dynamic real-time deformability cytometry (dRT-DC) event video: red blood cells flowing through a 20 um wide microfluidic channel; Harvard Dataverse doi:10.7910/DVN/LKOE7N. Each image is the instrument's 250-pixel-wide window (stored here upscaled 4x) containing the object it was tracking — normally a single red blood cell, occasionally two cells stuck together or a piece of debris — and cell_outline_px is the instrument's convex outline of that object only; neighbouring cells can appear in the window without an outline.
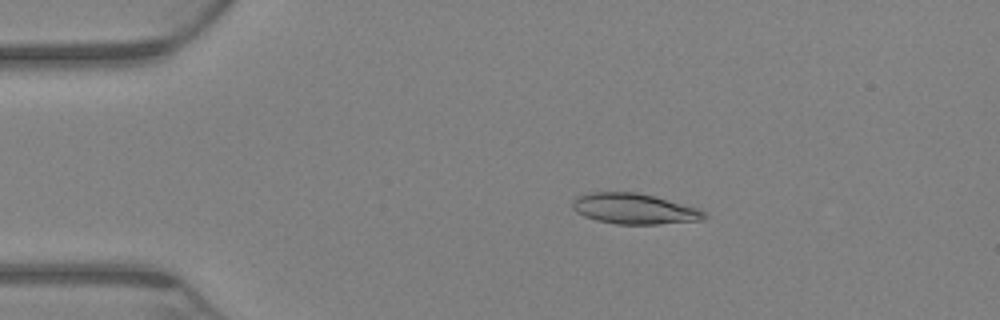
{"species": "Egyptian fruit bat (a non-hibernating species)", "species_latin": "Rousettus aegyptiacus", "temperature_condition": "warm", "stored_images_in_passage": 61, "camera_frame_rate_fps": 3000, "um_per_image_px": 0.085, "animal": {"sex": "female"}, "frame": {"image": 1, "passage_image": 5, "time_ms": 1.333, "image_size_px": [1000, 320], "cell_outline_px": [[708, 216], [704, 220], [656, 224], [616, 224], [596, 220], [584, 216], [576, 212], [572, 208], [572, 200], [576, 196], [592, 192], [636, 192], [652, 196], [696, 208], [704, 212]], "centroid_in_image_um": [53.86, 17.75], "position_along_channel_um": 31.1, "area_um2": 23.29}}
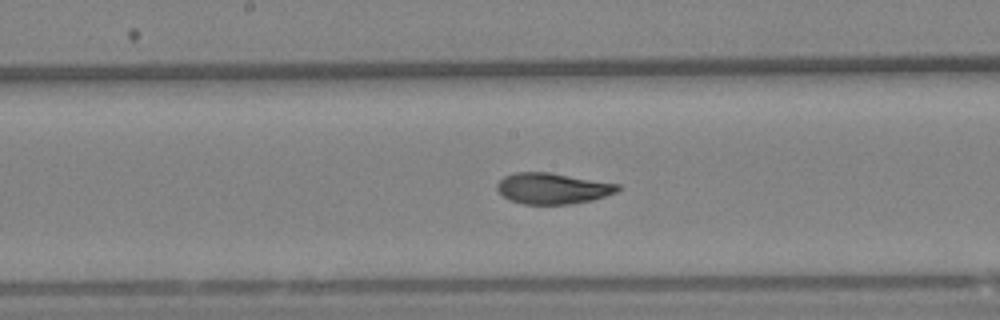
{"frame": {"image": 2, "passage_image": 28, "time_ms": 9.0, "image_size_px": [1000, 320], "cell_outline_px": [[620, 188], [616, 192], [592, 200], [572, 204], [524, 204], [508, 200], [496, 188], [496, 184], [504, 176], [516, 172], [548, 172], [620, 184]], "centroid_in_image_um": [46.95, 16.01], "position_along_channel_um": 201.2, "area_um2": 21.73}}
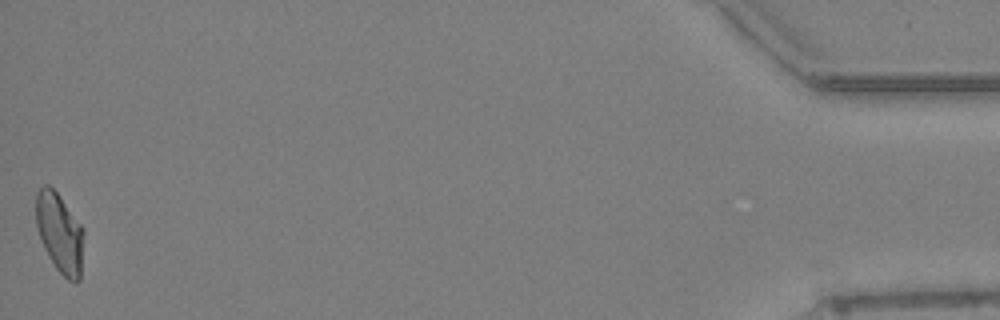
{"frame": {"image": 3, "passage_image": 61, "time_ms": 20.0, "image_size_px": [1000, 320], "cell_outline_px": [[84, 232], [80, 280], [68, 280], [56, 268], [44, 248], [36, 228], [36, 192], [44, 184], [48, 184], [60, 196], [84, 228]], "centroid_in_image_um": [5.07, 19.77], "position_along_channel_um": 430.1, "area_um2": 22.14}, "authors_computed_cell_mechanics": {"area_um2": 22.3108, "velocity_mm_per_s": 2.9461, "shape_relaxation_time_tau1_ms": 8.5306, "shape_relaxation_time_tau2_ms": 2.5106, "deformation_change_tau1": 0.2131, "deformation_change_tau2": 0.0813}}